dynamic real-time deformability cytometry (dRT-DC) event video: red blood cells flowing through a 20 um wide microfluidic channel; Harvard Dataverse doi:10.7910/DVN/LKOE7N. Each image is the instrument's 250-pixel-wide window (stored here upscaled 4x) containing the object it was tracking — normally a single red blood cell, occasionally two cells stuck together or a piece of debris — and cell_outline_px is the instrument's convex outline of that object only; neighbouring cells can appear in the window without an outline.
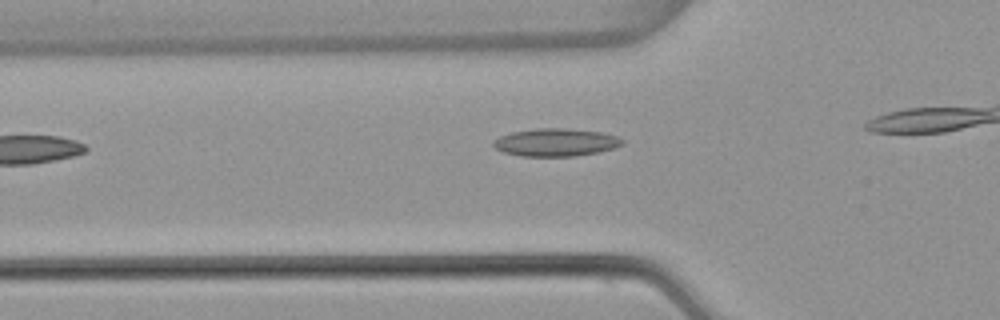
{"species": "common noctule bat (a hibernating species)", "species_latin": "Nyctalus noctula", "temperature_condition": "warm", "stored_images_in_passage": 6, "camera_frame_rate_fps": 3000, "um_per_image_px": 0.085, "animal": {"sex": "female", "body_mass_g": 22.7, "forearm_length_mm": 54.2}, "frame": {"image": 1, "passage_image": 4, "time_ms": 1.0, "image_size_px": [1000, 320], "cell_outline_px": [[624, 144], [600, 152], [576, 156], [520, 156], [504, 152], [496, 148], [492, 144], [492, 140], [500, 136], [512, 132], [536, 128], [568, 128], [600, 132], [616, 136], [624, 140]], "centroid_in_image_um": [47.23, 12.1], "position_along_channel_um": 78.6, "area_um2": 20.92}}